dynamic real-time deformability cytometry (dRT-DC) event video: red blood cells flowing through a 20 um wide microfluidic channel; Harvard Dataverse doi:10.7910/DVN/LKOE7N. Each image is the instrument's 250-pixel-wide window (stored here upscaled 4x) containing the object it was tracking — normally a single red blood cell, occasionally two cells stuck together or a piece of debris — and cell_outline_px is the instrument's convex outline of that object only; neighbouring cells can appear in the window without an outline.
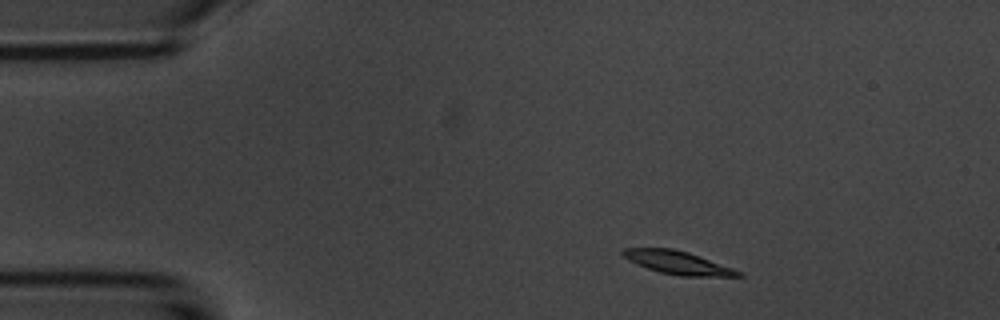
{"species": "common noctule bat (a hibernating species)", "species_latin": "Nyctalus noctula", "temperature_condition": "room temperature", "stored_images_in_passage": 3, "camera_frame_rate_fps": 3000, "um_per_image_px": 0.085, "animal": {"sex": "male", "body_mass_g": 20.1, "forearm_length_mm": 53.5}, "frame": {"image": 1, "passage_image": 1, "time_ms": 0.0, "image_size_px": [1000, 320], "cell_outline_px": [[744, 276], [680, 276], [660, 272], [636, 264], [628, 260], [620, 252], [624, 248], [672, 248], [688, 252], [700, 256], [744, 272]], "centroid_in_image_um": [57.63, 22.32], "position_along_channel_um": 27.4, "area_um2": 15.55}}